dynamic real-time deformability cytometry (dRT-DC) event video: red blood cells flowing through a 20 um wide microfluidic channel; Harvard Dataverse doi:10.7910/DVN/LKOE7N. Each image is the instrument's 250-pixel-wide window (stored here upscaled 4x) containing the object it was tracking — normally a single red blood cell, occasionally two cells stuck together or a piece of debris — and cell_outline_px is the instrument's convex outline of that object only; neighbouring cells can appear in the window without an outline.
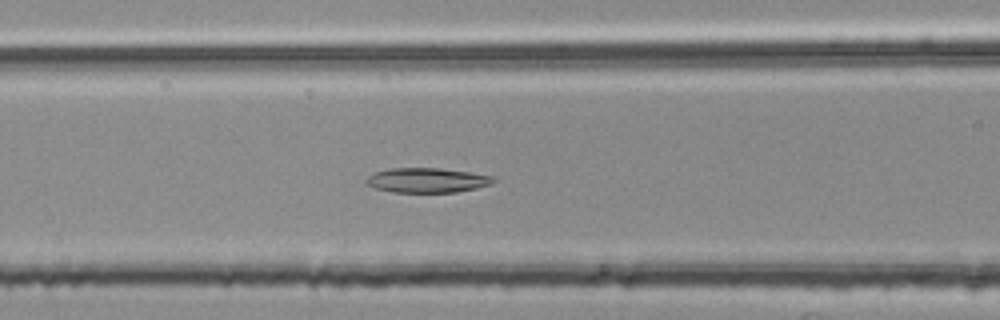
{"species": "common noctule bat (a hibernating species)", "species_latin": "Nyctalus noctula", "temperature_condition": "room temperature", "stored_images_in_passage": 46, "camera_frame_rate_fps": 3000, "um_per_image_px": 0.085, "animal": {"sex": "female", "body_mass_g": 25.1}, "frame": {"image": 1, "passage_image": 16, "time_ms": 5.0, "image_size_px": [1000, 320], "cell_outline_px": [[496, 180], [492, 184], [476, 188], [456, 192], [392, 192], [376, 188], [368, 184], [364, 180], [368, 176], [376, 172], [388, 168], [440, 168], [496, 176]], "centroid_in_image_um": [36.33, 15.32], "position_along_channel_um": 130.3, "area_um2": 18.32}}
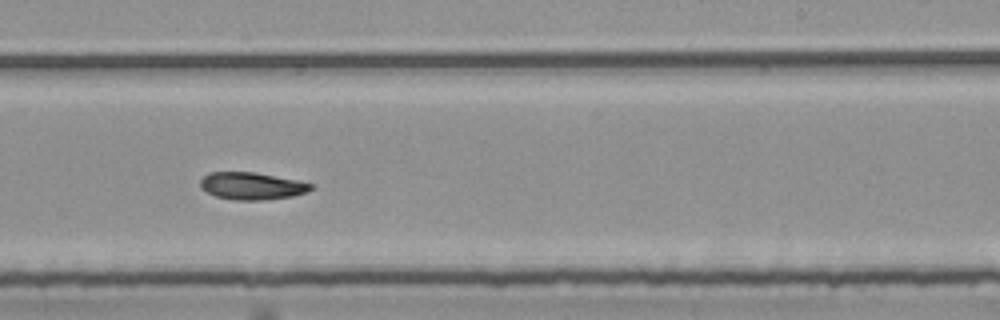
{"frame": {"image": 2, "passage_image": 27, "time_ms": 8.667, "image_size_px": [1000, 320], "cell_outline_px": [[312, 188], [308, 192], [292, 196], [264, 200], [232, 200], [216, 196], [200, 188], [200, 180], [208, 172], [256, 172], [296, 180], [312, 184]], "centroid_in_image_um": [21.38, 15.8], "position_along_channel_um": 267.6, "area_um2": 17.57}}
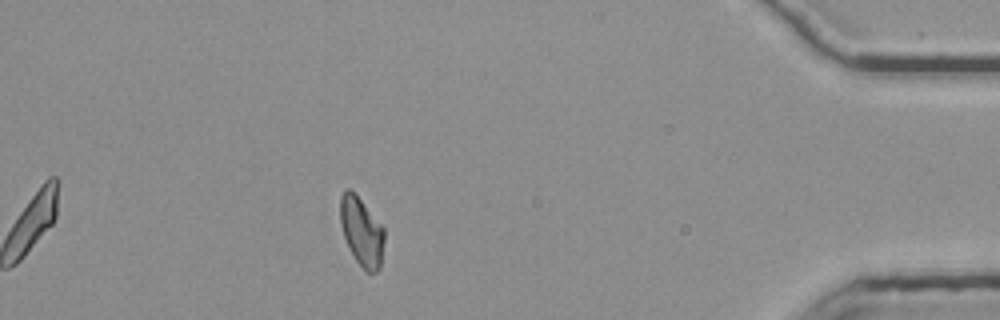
{"frame": {"image": 3, "passage_image": 42, "time_ms": 13.667, "image_size_px": [1000, 320], "cell_outline_px": [[384, 240], [380, 268], [376, 272], [368, 272], [356, 260], [344, 236], [340, 224], [340, 196], [344, 188], [348, 188], [360, 200], [384, 228]], "centroid_in_image_um": [30.73, 19.68], "position_along_channel_um": 404.5, "area_um2": 17.17}}